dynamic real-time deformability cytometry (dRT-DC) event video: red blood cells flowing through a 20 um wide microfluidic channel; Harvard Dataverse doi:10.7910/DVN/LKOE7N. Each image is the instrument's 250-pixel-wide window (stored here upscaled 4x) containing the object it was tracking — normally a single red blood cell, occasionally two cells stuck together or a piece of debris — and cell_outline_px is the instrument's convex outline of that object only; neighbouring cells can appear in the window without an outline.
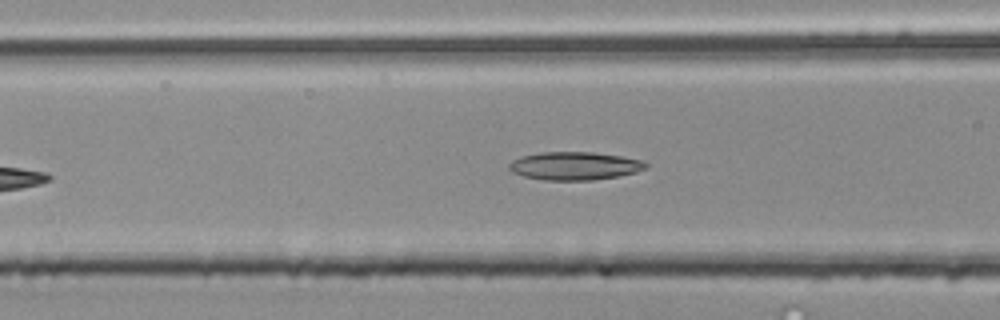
{"species": "common noctule bat (a hibernating species)", "species_latin": "Nyctalus noctula", "temperature_condition": "room temperature", "stored_images_in_passage": 38, "camera_frame_rate_fps": 3000, "um_per_image_px": 0.085, "animal": {"sex": "male", "body_mass_g": 20.4}, "frame": {"image": 1, "passage_image": 8, "time_ms": 2.333, "image_size_px": [1000, 320], "cell_outline_px": [[648, 168], [636, 172], [616, 176], [592, 180], [544, 180], [524, 176], [512, 172], [508, 168], [508, 164], [512, 160], [520, 156], [540, 152], [596, 152], [644, 160], [648, 164]], "centroid_in_image_um": [48.84, 14.09], "position_along_channel_um": 117.8, "area_um2": 22.54}}
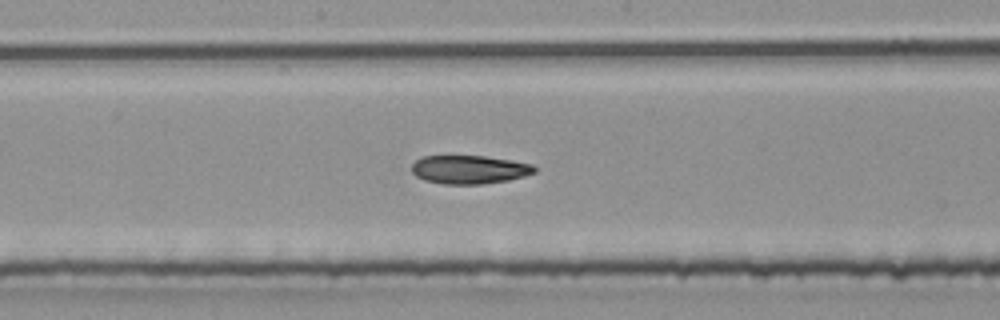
{"frame": {"image": 2, "passage_image": 15, "time_ms": 4.667, "image_size_px": [1000, 320], "cell_outline_px": [[536, 172], [524, 176], [508, 180], [480, 184], [444, 184], [424, 180], [416, 176], [412, 172], [412, 164], [420, 156], [484, 156], [532, 164], [536, 168]], "centroid_in_image_um": [39.86, 14.41], "position_along_channel_um": 208.3, "area_um2": 20.29}}
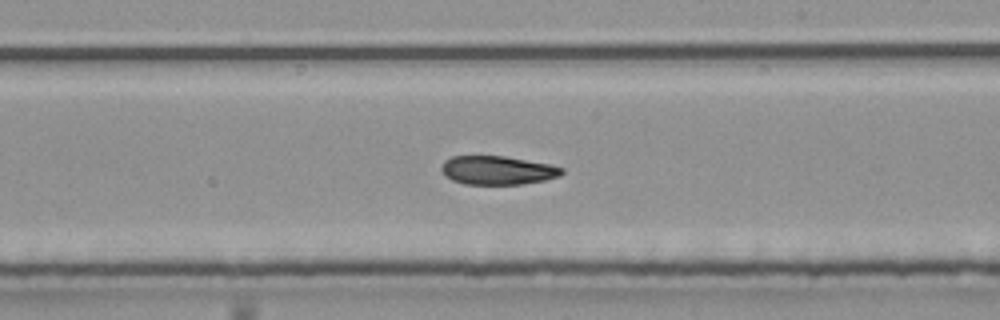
{"frame": {"image": 3, "passage_image": 18, "time_ms": 5.667, "image_size_px": [1000, 320], "cell_outline_px": [[564, 172], [560, 176], [544, 180], [520, 184], [464, 184], [452, 180], [440, 168], [444, 160], [452, 156], [504, 156], [548, 164], [564, 168]], "centroid_in_image_um": [42.29, 14.47], "position_along_channel_um": 246.7, "area_um2": 19.94}, "authors_computed_cell_mechanics": {"area_um2": 20.519, "velocity_mm_per_s": 3.8701, "shape_relaxation_time_tau1_ms": null, "shape_relaxation_time_tau2_ms": 7.4159, "deformation_change_tau1": null, "deformation_change_tau2": 0.1366}}